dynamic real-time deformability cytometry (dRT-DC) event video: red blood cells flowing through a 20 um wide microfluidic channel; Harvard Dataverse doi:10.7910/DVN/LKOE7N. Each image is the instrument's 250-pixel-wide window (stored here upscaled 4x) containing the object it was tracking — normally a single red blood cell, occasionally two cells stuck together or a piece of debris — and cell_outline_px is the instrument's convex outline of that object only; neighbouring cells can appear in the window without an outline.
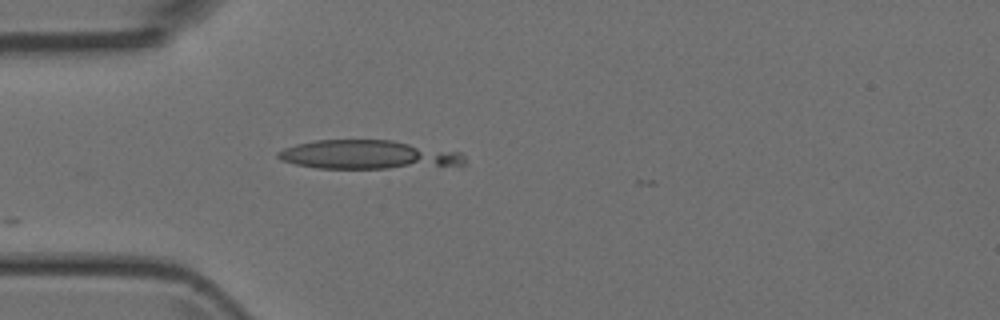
{"species": "Egyptian fruit bat (a non-hibernating species)", "species_latin": "Rousettus aegyptiacus", "temperature_condition": "room temperature", "stored_images_in_passage": 4, "camera_frame_rate_fps": 3000, "um_per_image_px": 0.085, "animal": {"sex": "female"}, "frame": {"image": 1, "passage_image": 4, "time_ms": 4.0, "image_size_px": [1000, 320], "cell_outline_px": [[464, 164], [388, 168], [316, 168], [296, 164], [280, 160], [276, 156], [276, 152], [284, 148], [296, 144], [316, 140], [392, 140], [460, 152], [464, 156]], "centroid_in_image_um": [31.19, 13.14], "position_along_channel_um": 53.8, "area_um2": 30.92}}